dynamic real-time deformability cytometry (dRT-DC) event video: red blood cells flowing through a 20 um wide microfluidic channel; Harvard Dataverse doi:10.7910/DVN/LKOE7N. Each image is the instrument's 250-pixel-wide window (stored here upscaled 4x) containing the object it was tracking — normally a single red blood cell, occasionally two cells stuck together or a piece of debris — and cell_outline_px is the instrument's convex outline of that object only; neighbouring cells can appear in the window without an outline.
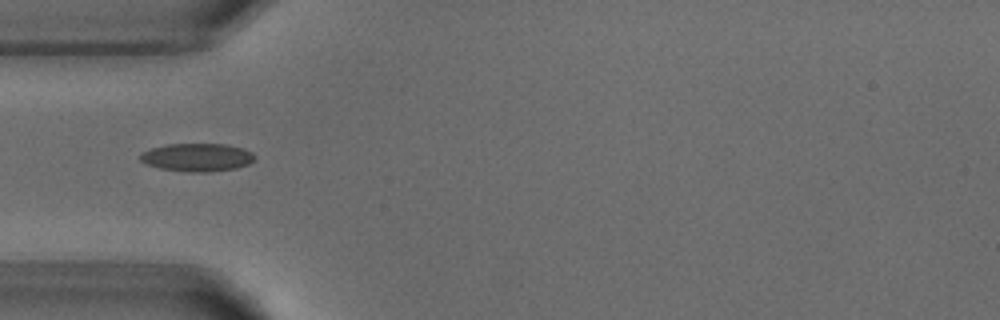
{"species": "common noctule bat (a hibernating species)", "species_latin": "Nyctalus noctula", "temperature_condition": "warm", "stored_images_in_passage": 4, "camera_frame_rate_fps": 3000, "um_per_image_px": 0.085, "animal": {"sex": "male", "body_mass_g": 18.8}, "frame": {"image": 1, "passage_image": 2, "time_ms": 1.333, "image_size_px": [1000, 320], "cell_outline_px": [[256, 160], [248, 164], [236, 168], [208, 172], [188, 172], [160, 168], [148, 164], [140, 160], [140, 156], [144, 152], [152, 148], [168, 144], [224, 144], [244, 148], [252, 152], [256, 156]], "centroid_in_image_um": [16.82, 13.37], "position_along_channel_um": 68.2, "area_um2": 18.67}}
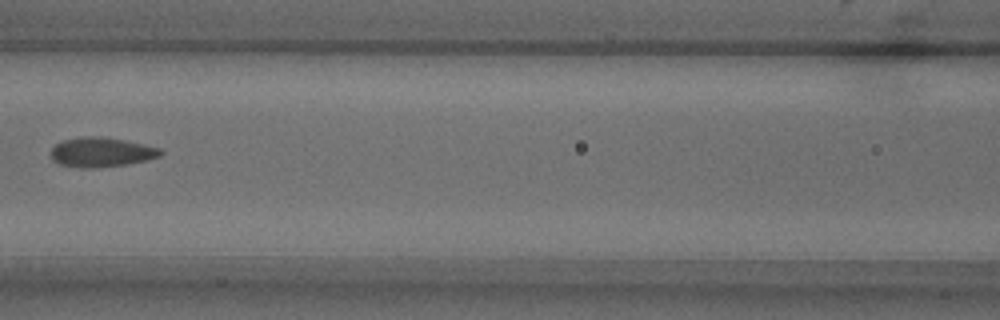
{"frame": {"image": 2, "passage_image": 4, "time_ms": 3.667, "image_size_px": [1000, 320], "cell_outline_px": [[164, 152], [160, 156], [148, 160], [128, 164], [92, 168], [80, 168], [60, 164], [52, 160], [52, 148], [56, 144], [64, 140], [84, 136], [100, 136], [124, 140], [144, 144], [160, 148]], "centroid_in_image_um": [8.64, 12.94], "position_along_channel_um": 158.0, "area_um2": 18.9}}